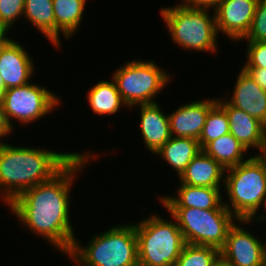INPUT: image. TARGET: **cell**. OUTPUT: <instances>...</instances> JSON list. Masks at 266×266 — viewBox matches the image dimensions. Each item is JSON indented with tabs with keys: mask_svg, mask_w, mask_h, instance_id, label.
Listing matches in <instances>:
<instances>
[{
	"mask_svg": "<svg viewBox=\"0 0 266 266\" xmlns=\"http://www.w3.org/2000/svg\"><path fill=\"white\" fill-rule=\"evenodd\" d=\"M80 152L49 181L24 191L8 205L25 229L44 238L64 256L76 238L70 218L73 183L78 173L99 157L88 150Z\"/></svg>",
	"mask_w": 266,
	"mask_h": 266,
	"instance_id": "obj_1",
	"label": "cell"
},
{
	"mask_svg": "<svg viewBox=\"0 0 266 266\" xmlns=\"http://www.w3.org/2000/svg\"><path fill=\"white\" fill-rule=\"evenodd\" d=\"M40 148L0 145V199L7 207L24 191L49 181L78 154Z\"/></svg>",
	"mask_w": 266,
	"mask_h": 266,
	"instance_id": "obj_2",
	"label": "cell"
},
{
	"mask_svg": "<svg viewBox=\"0 0 266 266\" xmlns=\"http://www.w3.org/2000/svg\"><path fill=\"white\" fill-rule=\"evenodd\" d=\"M90 238L82 245L76 237L67 254L77 266H139L134 222L112 226Z\"/></svg>",
	"mask_w": 266,
	"mask_h": 266,
	"instance_id": "obj_3",
	"label": "cell"
},
{
	"mask_svg": "<svg viewBox=\"0 0 266 266\" xmlns=\"http://www.w3.org/2000/svg\"><path fill=\"white\" fill-rule=\"evenodd\" d=\"M211 8L176 4L160 9L174 45L183 50L215 54L218 46L215 13ZM210 11V13H209ZM211 14L213 16H211Z\"/></svg>",
	"mask_w": 266,
	"mask_h": 266,
	"instance_id": "obj_4",
	"label": "cell"
},
{
	"mask_svg": "<svg viewBox=\"0 0 266 266\" xmlns=\"http://www.w3.org/2000/svg\"><path fill=\"white\" fill-rule=\"evenodd\" d=\"M159 215L134 222L139 266H175L186 244L176 219Z\"/></svg>",
	"mask_w": 266,
	"mask_h": 266,
	"instance_id": "obj_5",
	"label": "cell"
},
{
	"mask_svg": "<svg viewBox=\"0 0 266 266\" xmlns=\"http://www.w3.org/2000/svg\"><path fill=\"white\" fill-rule=\"evenodd\" d=\"M223 204L237 219H249L266 195V170L254 154L225 171Z\"/></svg>",
	"mask_w": 266,
	"mask_h": 266,
	"instance_id": "obj_6",
	"label": "cell"
},
{
	"mask_svg": "<svg viewBox=\"0 0 266 266\" xmlns=\"http://www.w3.org/2000/svg\"><path fill=\"white\" fill-rule=\"evenodd\" d=\"M165 70L154 59L129 60L115 69L112 79L124 103L133 109L139 104L158 102L154 99L173 79Z\"/></svg>",
	"mask_w": 266,
	"mask_h": 266,
	"instance_id": "obj_7",
	"label": "cell"
},
{
	"mask_svg": "<svg viewBox=\"0 0 266 266\" xmlns=\"http://www.w3.org/2000/svg\"><path fill=\"white\" fill-rule=\"evenodd\" d=\"M172 215L187 244L224 246L228 231L237 221L229 210H202L197 208H165Z\"/></svg>",
	"mask_w": 266,
	"mask_h": 266,
	"instance_id": "obj_8",
	"label": "cell"
},
{
	"mask_svg": "<svg viewBox=\"0 0 266 266\" xmlns=\"http://www.w3.org/2000/svg\"><path fill=\"white\" fill-rule=\"evenodd\" d=\"M58 94L50 91L48 87L36 82H29L19 87L4 91L2 107L10 127L13 121L29 125L33 121L43 119L60 107L61 99Z\"/></svg>",
	"mask_w": 266,
	"mask_h": 266,
	"instance_id": "obj_9",
	"label": "cell"
},
{
	"mask_svg": "<svg viewBox=\"0 0 266 266\" xmlns=\"http://www.w3.org/2000/svg\"><path fill=\"white\" fill-rule=\"evenodd\" d=\"M236 222L228 231L220 255L233 266H263L266 259V242L240 225H248V219H237Z\"/></svg>",
	"mask_w": 266,
	"mask_h": 266,
	"instance_id": "obj_10",
	"label": "cell"
},
{
	"mask_svg": "<svg viewBox=\"0 0 266 266\" xmlns=\"http://www.w3.org/2000/svg\"><path fill=\"white\" fill-rule=\"evenodd\" d=\"M259 0H222L214 9L216 29L235 41H241L250 30Z\"/></svg>",
	"mask_w": 266,
	"mask_h": 266,
	"instance_id": "obj_11",
	"label": "cell"
},
{
	"mask_svg": "<svg viewBox=\"0 0 266 266\" xmlns=\"http://www.w3.org/2000/svg\"><path fill=\"white\" fill-rule=\"evenodd\" d=\"M10 40L0 51V76L3 79L5 90L19 87L32 81L36 66L30 53L17 42ZM34 72V73H33Z\"/></svg>",
	"mask_w": 266,
	"mask_h": 266,
	"instance_id": "obj_12",
	"label": "cell"
},
{
	"mask_svg": "<svg viewBox=\"0 0 266 266\" xmlns=\"http://www.w3.org/2000/svg\"><path fill=\"white\" fill-rule=\"evenodd\" d=\"M217 100L218 98L193 100L188 104H181L175 111L169 113L171 135L198 140L209 110Z\"/></svg>",
	"mask_w": 266,
	"mask_h": 266,
	"instance_id": "obj_13",
	"label": "cell"
},
{
	"mask_svg": "<svg viewBox=\"0 0 266 266\" xmlns=\"http://www.w3.org/2000/svg\"><path fill=\"white\" fill-rule=\"evenodd\" d=\"M221 187H199L180 183L175 196L159 195L164 208H197L202 210H228L223 204Z\"/></svg>",
	"mask_w": 266,
	"mask_h": 266,
	"instance_id": "obj_14",
	"label": "cell"
},
{
	"mask_svg": "<svg viewBox=\"0 0 266 266\" xmlns=\"http://www.w3.org/2000/svg\"><path fill=\"white\" fill-rule=\"evenodd\" d=\"M225 95L217 102L226 110L230 133L249 150H260L266 141V125L257 118L230 105Z\"/></svg>",
	"mask_w": 266,
	"mask_h": 266,
	"instance_id": "obj_15",
	"label": "cell"
},
{
	"mask_svg": "<svg viewBox=\"0 0 266 266\" xmlns=\"http://www.w3.org/2000/svg\"><path fill=\"white\" fill-rule=\"evenodd\" d=\"M140 120L139 131L143 137L145 148L152 154L157 151L172 137L168 113H164L162 107L155 103L139 104Z\"/></svg>",
	"mask_w": 266,
	"mask_h": 266,
	"instance_id": "obj_16",
	"label": "cell"
},
{
	"mask_svg": "<svg viewBox=\"0 0 266 266\" xmlns=\"http://www.w3.org/2000/svg\"><path fill=\"white\" fill-rule=\"evenodd\" d=\"M234 90L226 101L266 125V92L241 67Z\"/></svg>",
	"mask_w": 266,
	"mask_h": 266,
	"instance_id": "obj_17",
	"label": "cell"
},
{
	"mask_svg": "<svg viewBox=\"0 0 266 266\" xmlns=\"http://www.w3.org/2000/svg\"><path fill=\"white\" fill-rule=\"evenodd\" d=\"M225 171L220 163L202 150L186 166L178 181L191 186L222 187Z\"/></svg>",
	"mask_w": 266,
	"mask_h": 266,
	"instance_id": "obj_18",
	"label": "cell"
},
{
	"mask_svg": "<svg viewBox=\"0 0 266 266\" xmlns=\"http://www.w3.org/2000/svg\"><path fill=\"white\" fill-rule=\"evenodd\" d=\"M87 0H53L55 25L57 26V49L61 48V39L68 41L78 32L84 17ZM61 36H63L61 38Z\"/></svg>",
	"mask_w": 266,
	"mask_h": 266,
	"instance_id": "obj_19",
	"label": "cell"
},
{
	"mask_svg": "<svg viewBox=\"0 0 266 266\" xmlns=\"http://www.w3.org/2000/svg\"><path fill=\"white\" fill-rule=\"evenodd\" d=\"M86 98L93 114L101 117L115 115L121 111L119 110L121 107L127 108L113 79L101 80L97 84H93L88 90Z\"/></svg>",
	"mask_w": 266,
	"mask_h": 266,
	"instance_id": "obj_20",
	"label": "cell"
},
{
	"mask_svg": "<svg viewBox=\"0 0 266 266\" xmlns=\"http://www.w3.org/2000/svg\"><path fill=\"white\" fill-rule=\"evenodd\" d=\"M201 151L198 140L172 136L155 155L171 166L179 177L186 166Z\"/></svg>",
	"mask_w": 266,
	"mask_h": 266,
	"instance_id": "obj_21",
	"label": "cell"
},
{
	"mask_svg": "<svg viewBox=\"0 0 266 266\" xmlns=\"http://www.w3.org/2000/svg\"><path fill=\"white\" fill-rule=\"evenodd\" d=\"M23 18L44 35L57 48V26L53 10V0H25Z\"/></svg>",
	"mask_w": 266,
	"mask_h": 266,
	"instance_id": "obj_22",
	"label": "cell"
},
{
	"mask_svg": "<svg viewBox=\"0 0 266 266\" xmlns=\"http://www.w3.org/2000/svg\"><path fill=\"white\" fill-rule=\"evenodd\" d=\"M202 150L225 169L246 161L244 156L249 152L231 133L209 142Z\"/></svg>",
	"mask_w": 266,
	"mask_h": 266,
	"instance_id": "obj_23",
	"label": "cell"
},
{
	"mask_svg": "<svg viewBox=\"0 0 266 266\" xmlns=\"http://www.w3.org/2000/svg\"><path fill=\"white\" fill-rule=\"evenodd\" d=\"M230 133L226 110L217 102L206 117L205 124L199 136V144L203 149L209 142Z\"/></svg>",
	"mask_w": 266,
	"mask_h": 266,
	"instance_id": "obj_24",
	"label": "cell"
},
{
	"mask_svg": "<svg viewBox=\"0 0 266 266\" xmlns=\"http://www.w3.org/2000/svg\"><path fill=\"white\" fill-rule=\"evenodd\" d=\"M220 256L213 246L185 244L175 266H212Z\"/></svg>",
	"mask_w": 266,
	"mask_h": 266,
	"instance_id": "obj_25",
	"label": "cell"
},
{
	"mask_svg": "<svg viewBox=\"0 0 266 266\" xmlns=\"http://www.w3.org/2000/svg\"><path fill=\"white\" fill-rule=\"evenodd\" d=\"M266 42V0H259L250 30L242 41Z\"/></svg>",
	"mask_w": 266,
	"mask_h": 266,
	"instance_id": "obj_26",
	"label": "cell"
},
{
	"mask_svg": "<svg viewBox=\"0 0 266 266\" xmlns=\"http://www.w3.org/2000/svg\"><path fill=\"white\" fill-rule=\"evenodd\" d=\"M25 0H0V23L10 30L23 17Z\"/></svg>",
	"mask_w": 266,
	"mask_h": 266,
	"instance_id": "obj_27",
	"label": "cell"
},
{
	"mask_svg": "<svg viewBox=\"0 0 266 266\" xmlns=\"http://www.w3.org/2000/svg\"><path fill=\"white\" fill-rule=\"evenodd\" d=\"M242 68L266 69V42H247Z\"/></svg>",
	"mask_w": 266,
	"mask_h": 266,
	"instance_id": "obj_28",
	"label": "cell"
},
{
	"mask_svg": "<svg viewBox=\"0 0 266 266\" xmlns=\"http://www.w3.org/2000/svg\"><path fill=\"white\" fill-rule=\"evenodd\" d=\"M251 78L266 92V69L243 68Z\"/></svg>",
	"mask_w": 266,
	"mask_h": 266,
	"instance_id": "obj_29",
	"label": "cell"
},
{
	"mask_svg": "<svg viewBox=\"0 0 266 266\" xmlns=\"http://www.w3.org/2000/svg\"><path fill=\"white\" fill-rule=\"evenodd\" d=\"M14 130H15V127H14V129H12L10 127V125L7 122V119L5 117L3 107H2V105H0V145L7 143L3 139H6L5 137H8L11 134H13Z\"/></svg>",
	"mask_w": 266,
	"mask_h": 266,
	"instance_id": "obj_30",
	"label": "cell"
},
{
	"mask_svg": "<svg viewBox=\"0 0 266 266\" xmlns=\"http://www.w3.org/2000/svg\"><path fill=\"white\" fill-rule=\"evenodd\" d=\"M222 0H182L181 5H192L214 9Z\"/></svg>",
	"mask_w": 266,
	"mask_h": 266,
	"instance_id": "obj_31",
	"label": "cell"
},
{
	"mask_svg": "<svg viewBox=\"0 0 266 266\" xmlns=\"http://www.w3.org/2000/svg\"><path fill=\"white\" fill-rule=\"evenodd\" d=\"M263 205V206H262ZM261 208H264L262 211H264L263 213H260V209ZM259 211H256L248 220L250 221V223H253V221L255 220V222L257 223H266V195L265 197L262 199V202H261V206L259 207L258 209ZM257 212H259L260 214H258Z\"/></svg>",
	"mask_w": 266,
	"mask_h": 266,
	"instance_id": "obj_32",
	"label": "cell"
},
{
	"mask_svg": "<svg viewBox=\"0 0 266 266\" xmlns=\"http://www.w3.org/2000/svg\"><path fill=\"white\" fill-rule=\"evenodd\" d=\"M10 29L6 27L4 24L0 23V51L2 48L10 41L12 40L11 38L7 35Z\"/></svg>",
	"mask_w": 266,
	"mask_h": 266,
	"instance_id": "obj_33",
	"label": "cell"
},
{
	"mask_svg": "<svg viewBox=\"0 0 266 266\" xmlns=\"http://www.w3.org/2000/svg\"><path fill=\"white\" fill-rule=\"evenodd\" d=\"M255 152V155L258 157V159L263 163L265 170H266V141L264 143V145L260 148L259 153L258 151Z\"/></svg>",
	"mask_w": 266,
	"mask_h": 266,
	"instance_id": "obj_34",
	"label": "cell"
},
{
	"mask_svg": "<svg viewBox=\"0 0 266 266\" xmlns=\"http://www.w3.org/2000/svg\"><path fill=\"white\" fill-rule=\"evenodd\" d=\"M212 266H233L227 260H225L221 255L215 260Z\"/></svg>",
	"mask_w": 266,
	"mask_h": 266,
	"instance_id": "obj_35",
	"label": "cell"
},
{
	"mask_svg": "<svg viewBox=\"0 0 266 266\" xmlns=\"http://www.w3.org/2000/svg\"><path fill=\"white\" fill-rule=\"evenodd\" d=\"M4 91H5L4 82L2 77L0 76V105H2L3 103Z\"/></svg>",
	"mask_w": 266,
	"mask_h": 266,
	"instance_id": "obj_36",
	"label": "cell"
},
{
	"mask_svg": "<svg viewBox=\"0 0 266 266\" xmlns=\"http://www.w3.org/2000/svg\"><path fill=\"white\" fill-rule=\"evenodd\" d=\"M263 266H266V259L264 260Z\"/></svg>",
	"mask_w": 266,
	"mask_h": 266,
	"instance_id": "obj_37",
	"label": "cell"
}]
</instances>
